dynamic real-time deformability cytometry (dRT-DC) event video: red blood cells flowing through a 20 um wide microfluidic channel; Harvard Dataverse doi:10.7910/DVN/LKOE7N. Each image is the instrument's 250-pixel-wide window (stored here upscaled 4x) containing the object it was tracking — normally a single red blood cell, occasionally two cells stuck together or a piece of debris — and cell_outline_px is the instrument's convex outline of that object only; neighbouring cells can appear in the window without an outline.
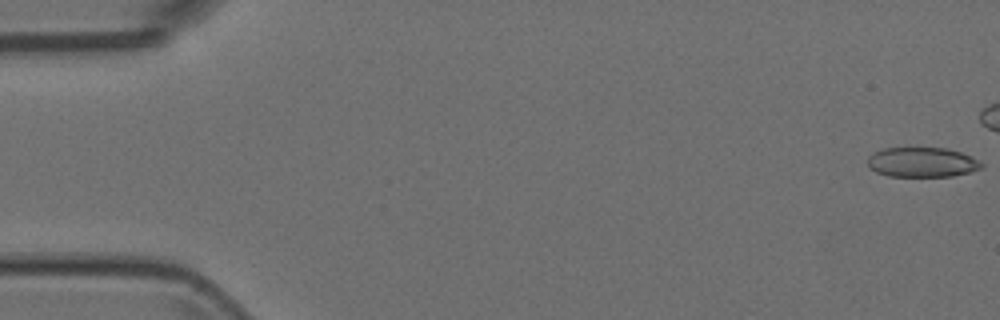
{"species": "Egyptian fruit bat (a non-hibernating species)", "species_latin": "Rousettus aegyptiacus", "temperature_condition": "room temperature", "stored_images_in_passage": 8, "camera_frame_rate_fps": 3000, "um_per_image_px": 0.085, "animal": {"sex": "female"}, "frame": {"image": 1, "passage_image": 1, "time_ms": 0.0, "image_size_px": [1000, 320], "cell_outline_px": [[984, 168], [952, 176], [888, 176], [876, 172], [868, 168], [868, 156], [872, 152], [884, 148], [948, 148], [960, 152], [980, 160], [984, 164]], "centroid_in_image_um": [78.37, 13.79], "position_along_channel_um": 6.6, "area_um2": 19.94}}